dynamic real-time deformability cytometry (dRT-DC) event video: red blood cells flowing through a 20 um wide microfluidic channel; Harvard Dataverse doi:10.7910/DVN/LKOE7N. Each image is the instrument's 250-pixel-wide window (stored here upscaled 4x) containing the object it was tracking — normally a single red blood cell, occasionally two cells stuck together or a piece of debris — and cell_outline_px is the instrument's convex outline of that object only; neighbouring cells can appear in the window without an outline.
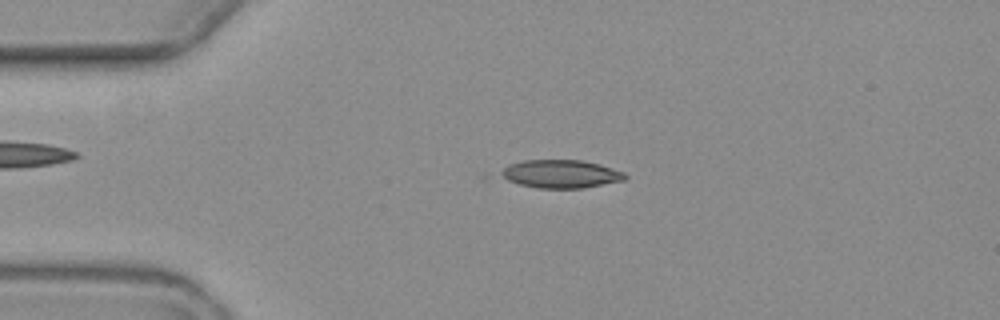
{"species": "common noctule bat (a hibernating species)", "species_latin": "Nyctalus noctula", "temperature_condition": "warm", "stored_images_in_passage": 4, "camera_frame_rate_fps": 3000, "um_per_image_px": 0.085, "animal": {"sex": "female", "body_mass_g": 19.3, "forearm_length_mm": 54.1}, "frame": {"image": 1, "passage_image": 3, "time_ms": 2.667, "image_size_px": [1000, 320], "cell_outline_px": [[628, 180], [584, 188], [536, 188], [480, 180], [480, 176], [484, 172], [508, 164], [524, 160], [580, 160], [600, 164], [624, 172], [628, 176]], "centroid_in_image_um": [47.13, 14.81], "position_along_channel_um": 37.9, "area_um2": 22.95}}